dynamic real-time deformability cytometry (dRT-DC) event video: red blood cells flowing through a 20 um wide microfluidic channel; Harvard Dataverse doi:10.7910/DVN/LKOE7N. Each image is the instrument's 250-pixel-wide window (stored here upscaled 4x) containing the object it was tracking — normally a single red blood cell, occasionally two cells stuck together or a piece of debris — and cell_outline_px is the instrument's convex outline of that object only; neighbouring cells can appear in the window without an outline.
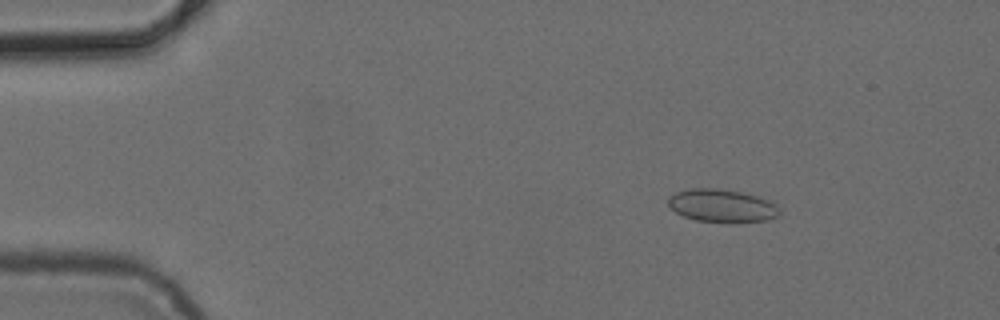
{"species": "common noctule bat (a hibernating species)", "species_latin": "Nyctalus noctula", "temperature_condition": "cold", "stored_images_in_passage": 5, "camera_frame_rate_fps": 3000, "um_per_image_px": 0.085, "animal": {"sex": "female", "body_mass_g": 24.6, "forearm_length_mm": 56.2}, "frame": {"image": 1, "passage_image": 2, "time_ms": 1.333, "image_size_px": [1000, 320], "cell_outline_px": [[780, 212], [776, 216], [764, 220], [696, 220], [684, 216], [676, 212], [668, 204], [668, 196], [676, 192], [688, 188], [716, 188], [740, 192], [756, 196], [768, 200], [776, 204], [780, 208]], "centroid_in_image_um": [61.32, 17.43], "position_along_channel_um": 23.7, "area_um2": 20.58}}
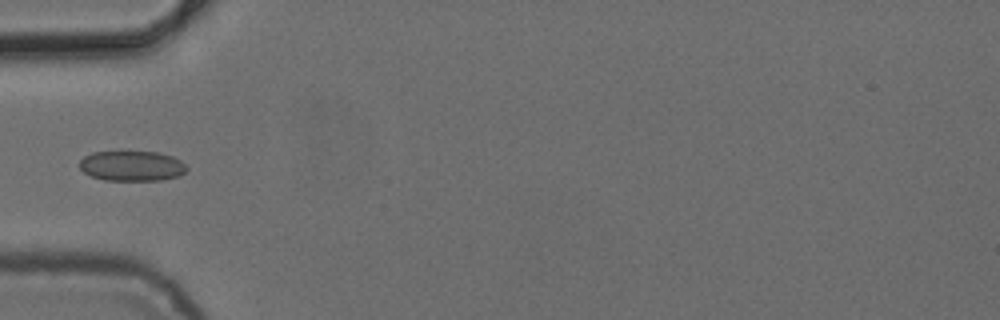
{"frame": {"image": 2, "passage_image": 5, "time_ms": 4.667, "image_size_px": [1000, 320], "cell_outline_px": [[188, 168], [180, 176], [160, 180], [104, 180], [92, 176], [84, 172], [80, 168], [80, 160], [84, 156], [92, 152], [156, 152], [172, 156], [180, 160]], "centroid_in_image_um": [11.21, 14.1], "position_along_channel_um": 73.8, "area_um2": 18.73}}